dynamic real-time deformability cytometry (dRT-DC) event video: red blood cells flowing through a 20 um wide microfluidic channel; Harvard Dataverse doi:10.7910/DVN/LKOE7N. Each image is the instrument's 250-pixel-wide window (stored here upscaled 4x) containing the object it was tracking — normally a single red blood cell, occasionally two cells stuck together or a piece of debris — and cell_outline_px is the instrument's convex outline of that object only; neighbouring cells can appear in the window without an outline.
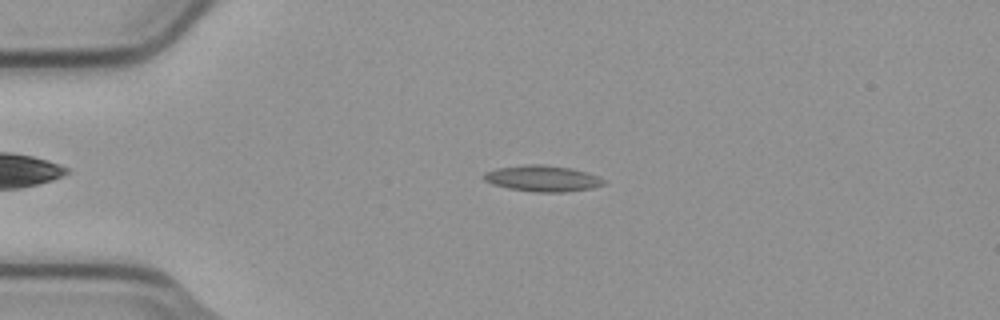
{"species": "common noctule bat (a hibernating species)", "species_latin": "Nyctalus noctula", "temperature_condition": "cold", "stored_images_in_passage": 50, "camera_frame_rate_fps": 3000, "um_per_image_px": 0.085, "animal": {"sex": "male", "body_mass_g": 23.1, "forearm_length_mm": 52.7}, "frame": {"image": 1, "passage_image": 12, "time_ms": 3.667, "image_size_px": [1000, 320], "cell_outline_px": [[604, 184], [592, 188], [564, 192], [536, 192], [508, 188], [492, 184], [484, 180], [480, 176], [484, 172], [496, 168], [524, 164], [544, 164], [572, 168], [588, 172], [604, 180]], "centroid_in_image_um": [46.06, 15.15], "position_along_channel_um": 38.9, "area_um2": 18.38}}
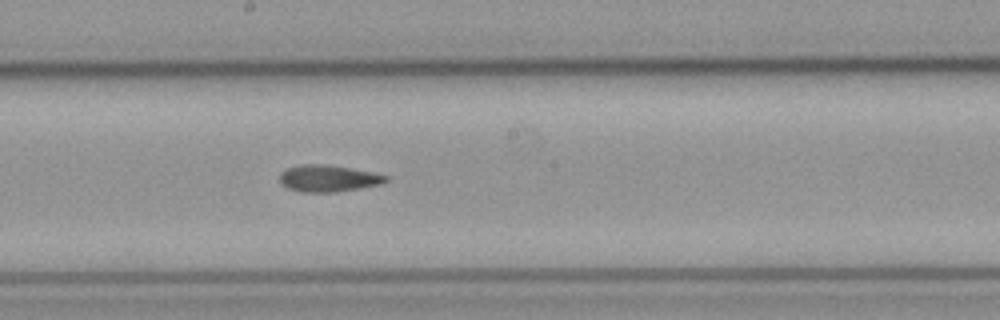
{"frame": {"image": 2, "passage_image": 29, "time_ms": 9.333, "image_size_px": [1000, 320], "cell_outline_px": [[388, 180], [380, 184], [360, 188], [336, 192], [300, 192], [288, 188], [280, 184], [280, 172], [288, 168], [300, 164], [320, 164], [348, 168], [372, 172], [388, 176]], "centroid_in_image_um": [27.86, 15.17], "position_along_channel_um": 220.3, "area_um2": 16.42}}
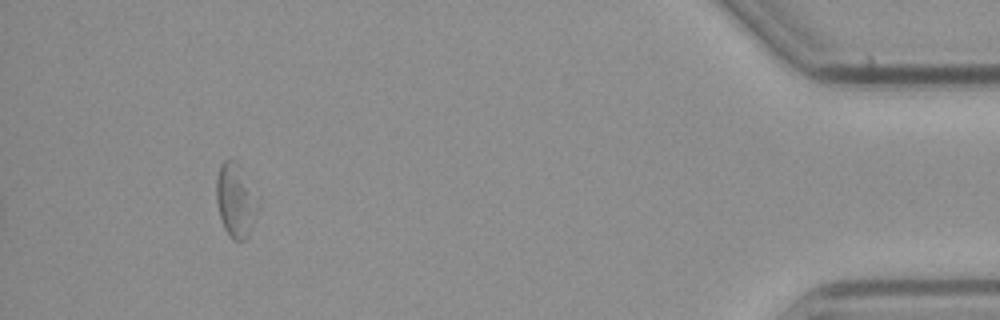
{"frame": {"image": 3, "passage_image": 50, "time_ms": 16.333, "image_size_px": [1000, 320], "cell_outline_px": [[260, 204], [252, 228], [248, 236], [244, 240], [232, 240], [228, 236], [224, 228], [220, 216], [216, 200], [216, 180], [220, 164], [224, 160], [236, 160], [240, 164], [260, 196]], "centroid_in_image_um": [20.08, 17.0], "position_along_channel_um": 415.1, "area_um2": 18.67}, "authors_computed_cell_mechanics": {"area_um2": 16.6753, "velocity_mm_per_s": 3.7629, "shape_relaxation_time_tau1_ms": null, "shape_relaxation_time_tau2_ms": 6.9333, "deformation_change_tau1": null, "deformation_change_tau2": 0.146}}